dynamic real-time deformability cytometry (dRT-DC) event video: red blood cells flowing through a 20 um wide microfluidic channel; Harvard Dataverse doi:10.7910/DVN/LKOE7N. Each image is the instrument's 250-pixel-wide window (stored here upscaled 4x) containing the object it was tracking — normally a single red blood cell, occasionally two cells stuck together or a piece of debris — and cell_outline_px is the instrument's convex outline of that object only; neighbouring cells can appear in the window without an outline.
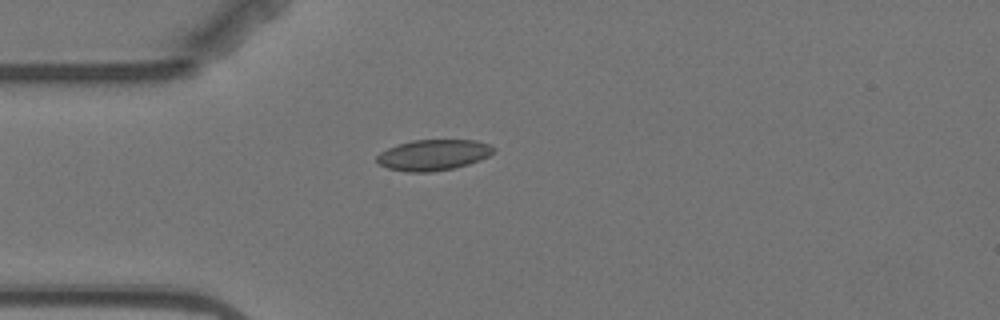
{"species": "Egyptian fruit bat (a non-hibernating species)", "species_latin": "Rousettus aegyptiacus", "temperature_condition": "warm", "stored_images_in_passage": 1, "camera_frame_rate_fps": 3000, "um_per_image_px": 0.085, "animal": {"sex": "female"}, "frame": {"image": 1, "passage_image": 1, "time_ms": 0.0, "image_size_px": [1000, 320], "cell_outline_px": [[496, 148], [488, 156], [480, 160], [468, 164], [452, 168], [432, 172], [408, 172], [388, 168], [380, 164], [376, 160], [376, 156], [380, 152], [388, 148], [412, 140], [476, 140], [488, 144]], "centroid_in_image_um": [36.83, 13.17], "position_along_channel_um": 48.2, "area_um2": 20.81}}